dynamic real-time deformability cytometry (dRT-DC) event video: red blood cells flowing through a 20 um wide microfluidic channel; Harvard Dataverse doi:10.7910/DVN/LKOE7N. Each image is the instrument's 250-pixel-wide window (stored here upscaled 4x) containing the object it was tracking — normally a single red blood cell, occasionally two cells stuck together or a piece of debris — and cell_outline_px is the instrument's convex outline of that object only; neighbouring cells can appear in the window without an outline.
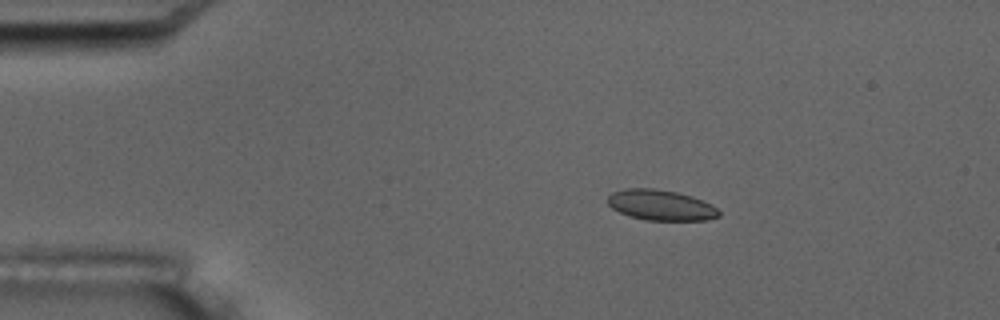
{"species": "common noctule bat (a hibernating species)", "species_latin": "Nyctalus noctula", "temperature_condition": "room temperature", "stored_images_in_passage": 5, "camera_frame_rate_fps": 3000, "um_per_image_px": 0.085, "animal": {"sex": "male", "body_mass_g": 17.5, "forearm_length_mm": 52.3}, "frame": {"image": 1, "passage_image": 3, "time_ms": 2.0, "image_size_px": [1000, 320], "cell_outline_px": [[720, 216], [704, 220], [648, 220], [628, 216], [612, 208], [608, 204], [608, 196], [612, 192], [624, 188], [652, 188], [676, 192], [692, 196], [712, 204], [720, 212]], "centroid_in_image_um": [56.16, 17.43], "position_along_channel_um": 28.8, "area_um2": 19.77}}